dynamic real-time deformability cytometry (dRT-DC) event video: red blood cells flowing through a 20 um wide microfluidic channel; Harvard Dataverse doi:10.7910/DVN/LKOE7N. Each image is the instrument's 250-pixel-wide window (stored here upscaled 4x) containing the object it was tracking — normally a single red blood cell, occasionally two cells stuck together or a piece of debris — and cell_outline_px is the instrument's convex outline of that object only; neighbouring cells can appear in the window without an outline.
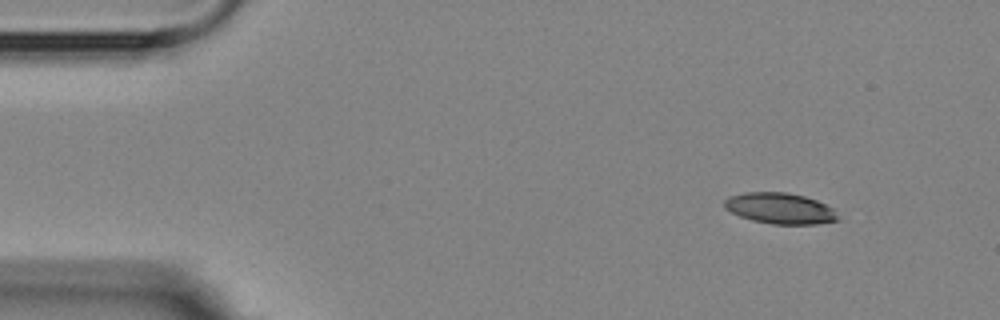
{"species": "Egyptian fruit bat (a non-hibernating species)", "species_latin": "Rousettus aegyptiacus", "temperature_condition": "room temperature", "stored_images_in_passage": 4, "camera_frame_rate_fps": 3000, "um_per_image_px": 0.085, "animal": {"sex": "female"}, "frame": {"image": 1, "passage_image": 1, "time_ms": 0.0, "image_size_px": [1000, 320], "cell_outline_px": [[840, 220], [816, 224], [772, 224], [752, 220], [740, 216], [724, 208], [724, 200], [728, 196], [744, 192], [788, 192], [804, 196], [816, 200], [832, 208]], "centroid_in_image_um": [66.27, 17.7], "position_along_channel_um": 18.7, "area_um2": 20.46}}
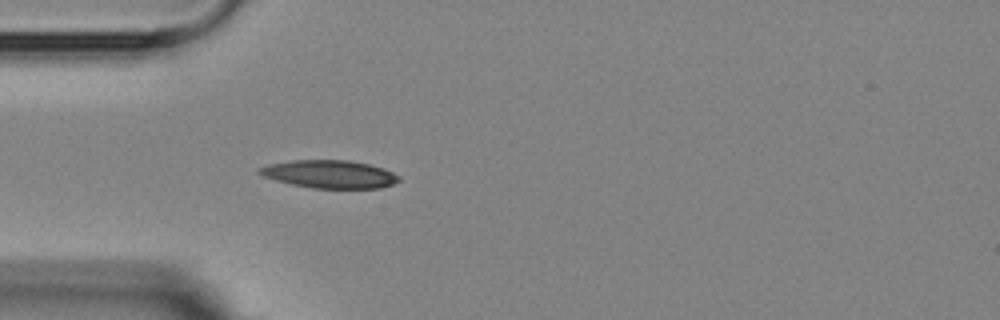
{"frame": {"image": 2, "passage_image": 4, "time_ms": 3.333, "image_size_px": [1000, 320], "cell_outline_px": [[400, 180], [392, 184], [380, 188], [312, 188], [292, 184], [276, 180], [264, 176], [256, 172], [256, 168], [268, 164], [292, 160], [348, 160], [368, 164], [384, 168], [400, 176]], "centroid_in_image_um": [27.99, 14.8], "position_along_channel_um": 57.0, "area_um2": 22.72}}